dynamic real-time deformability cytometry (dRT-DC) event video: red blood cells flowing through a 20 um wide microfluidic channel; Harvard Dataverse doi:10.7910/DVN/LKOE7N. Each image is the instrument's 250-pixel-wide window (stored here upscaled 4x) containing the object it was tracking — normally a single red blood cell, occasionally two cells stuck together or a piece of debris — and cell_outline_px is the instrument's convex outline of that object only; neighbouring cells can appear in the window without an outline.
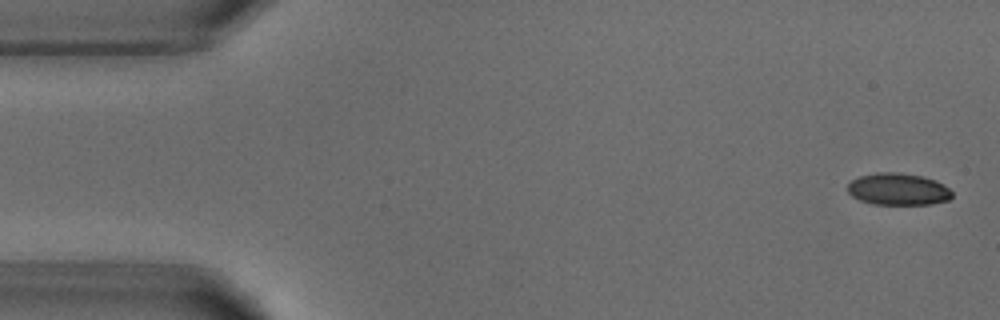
{"species": "common noctule bat (a hibernating species)", "species_latin": "Nyctalus noctula", "temperature_condition": "warm", "stored_images_in_passage": 5, "segment_of_instrument_passage": [1, 2], "camera_frame_rate_fps": 3000, "um_per_image_px": 0.085, "animal": {"sex": "male", "body_mass_g": 18.8}, "frame": {"image": 1, "passage_image": 1, "time_ms": 0.0, "image_size_px": [1000, 320], "cell_outline_px": [[952, 196], [948, 200], [932, 204], [872, 204], [860, 200], [852, 196], [848, 192], [848, 184], [852, 180], [860, 176], [876, 172], [896, 172], [924, 176], [936, 180], [944, 184], [952, 192]], "centroid_in_image_um": [76.35, 16.07], "position_along_channel_um": 8.6, "area_um2": 19.54}}
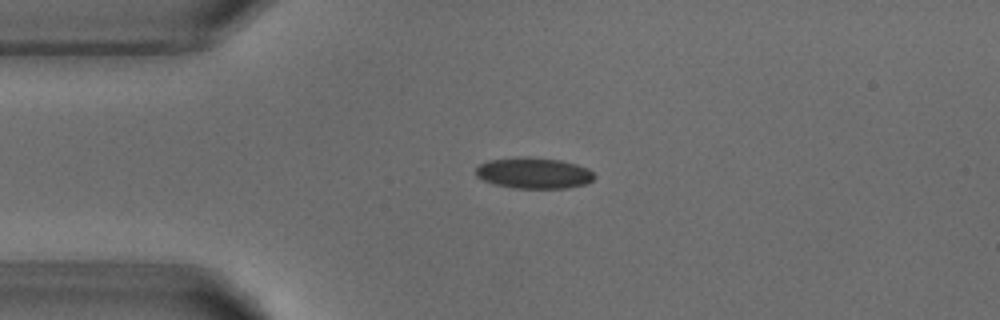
{"frame": {"image": 2, "passage_image": 3, "time_ms": 3.333, "image_size_px": [1000, 320], "cell_outline_px": [[596, 176], [588, 184], [568, 188], [512, 188], [496, 184], [484, 180], [476, 176], [476, 168], [480, 164], [488, 160], [524, 156], [560, 160], [576, 164], [588, 168]], "centroid_in_image_um": [45.39, 14.71], "position_along_channel_um": 39.6, "area_um2": 21.5}}